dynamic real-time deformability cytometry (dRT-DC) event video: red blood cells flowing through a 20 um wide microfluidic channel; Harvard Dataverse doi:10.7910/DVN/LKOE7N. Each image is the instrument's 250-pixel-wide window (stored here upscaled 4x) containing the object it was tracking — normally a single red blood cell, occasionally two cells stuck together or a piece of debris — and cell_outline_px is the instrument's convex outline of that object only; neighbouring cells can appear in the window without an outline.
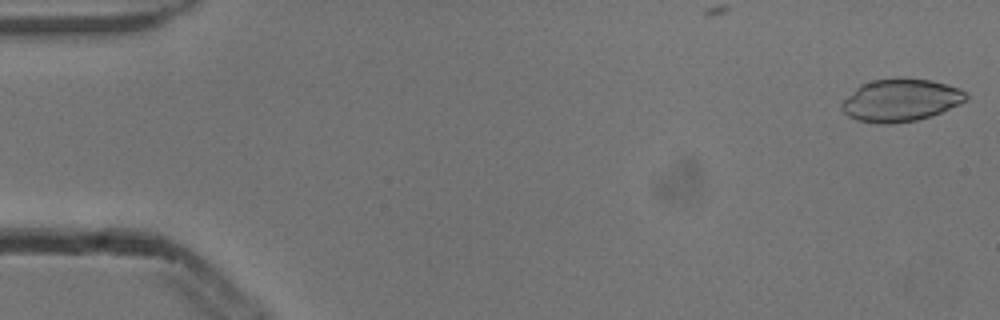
{"species": "common noctule bat (a hibernating species)", "species_latin": "Nyctalus noctula", "temperature_condition": "cold", "stored_images_in_passage": 4, "camera_frame_rate_fps": 3000, "um_per_image_px": 0.085, "animal": {"sex": "male", "body_mass_g": 13.3}, "frame": {"image": 1, "passage_image": 1, "time_ms": 0.0, "image_size_px": [1000, 320], "cell_outline_px": [[968, 100], [960, 104], [932, 116], [916, 120], [888, 124], [880, 124], [856, 120], [848, 116], [840, 108], [840, 104], [860, 84], [872, 80], [900, 76], [932, 80], [960, 88], [968, 92]], "centroid_in_image_um": [76.58, 8.49], "position_along_channel_um": 8.4, "area_um2": 31.39}}
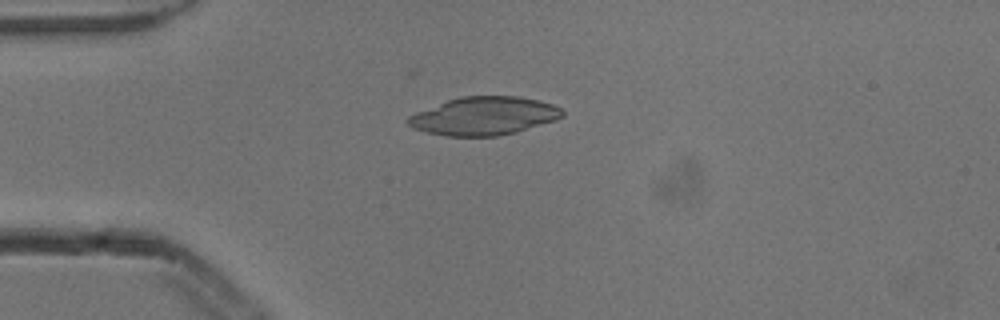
{"frame": {"image": 2, "passage_image": 4, "time_ms": 1.0, "image_size_px": [1000, 320], "cell_outline_px": [[564, 116], [556, 120], [516, 132], [496, 136], [444, 136], [412, 128], [404, 120], [408, 116], [416, 112], [448, 100], [460, 96], [516, 96], [536, 100], [552, 104], [560, 108], [564, 112]], "centroid_in_image_um": [41.12, 9.86], "position_along_channel_um": 43.9, "area_um2": 34.28}}